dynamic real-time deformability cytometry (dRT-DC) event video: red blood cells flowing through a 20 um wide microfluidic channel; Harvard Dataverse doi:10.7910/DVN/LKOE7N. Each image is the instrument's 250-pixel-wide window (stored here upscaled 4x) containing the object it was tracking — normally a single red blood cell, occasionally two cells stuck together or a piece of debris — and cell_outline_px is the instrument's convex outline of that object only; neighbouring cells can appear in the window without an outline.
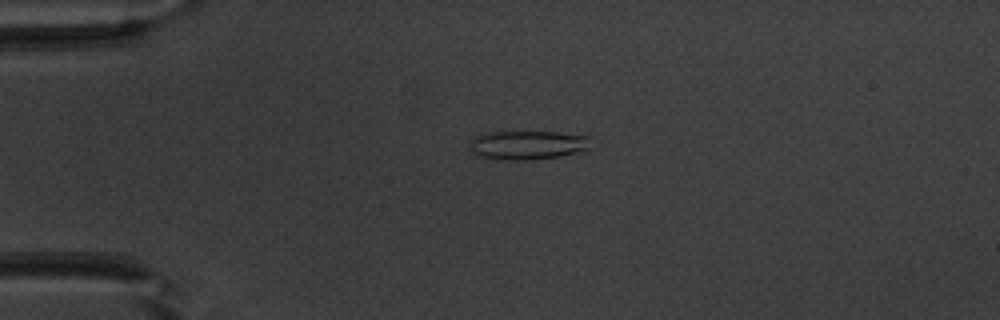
{"species": "common noctule bat (a hibernating species)", "species_latin": "Nyctalus noctula", "temperature_condition": "warm", "stored_images_in_passage": 51, "camera_frame_rate_fps": 3000, "um_per_image_px": 0.085, "animal": {"sex": "male", "body_mass_g": 20.1, "forearm_length_mm": 53.5}, "frame": {"image": 1, "passage_image": 13, "time_ms": 4.0, "image_size_px": [1000, 320], "cell_outline_px": [[588, 152], [560, 156], [528, 160], [496, 160], [480, 156], [472, 152], [468, 148], [468, 144], [476, 136], [484, 132], [556, 132], [588, 136]], "centroid_in_image_um": [44.82, 12.34], "position_along_channel_um": 40.2, "area_um2": 20.69}}
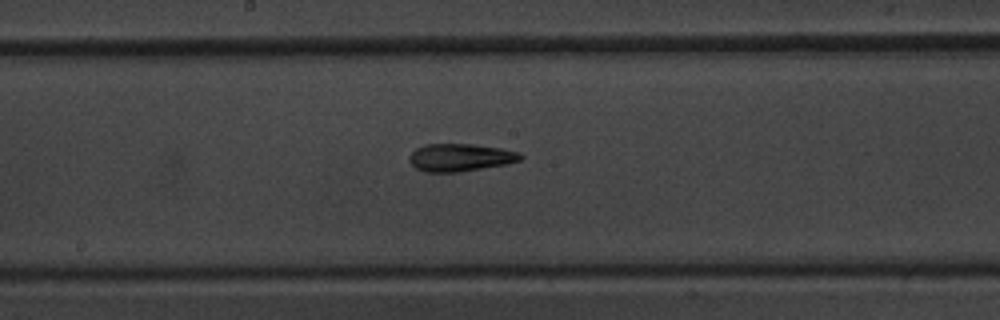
{"frame": {"image": 2, "passage_image": 28, "time_ms": 9.0, "image_size_px": [1000, 320], "cell_outline_px": [[524, 156], [520, 160], [508, 164], [460, 172], [424, 172], [416, 168], [408, 160], [408, 156], [416, 148], [424, 144], [472, 144], [500, 148], [520, 152]], "centroid_in_image_um": [39.12, 13.39], "position_along_channel_um": 209.1, "area_um2": 18.09}}
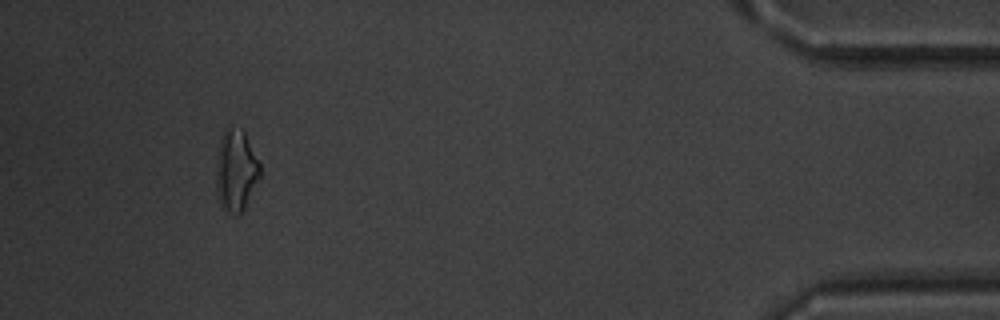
{"frame": {"image": 3, "passage_image": 48, "time_ms": 15.667, "image_size_px": [1000, 320], "cell_outline_px": [[260, 176], [240, 216], [236, 216], [228, 212], [220, 200], [216, 188], [216, 160], [220, 140], [224, 128], [232, 128], [244, 132], [260, 164]], "centroid_in_image_um": [20.05, 14.5], "position_along_channel_um": 415.2, "area_um2": 20.46}, "authors_computed_cell_mechanics": {"area_um2": 18.207, "velocity_mm_per_s": 4.0174, "shape_relaxation_time_tau1_ms": null, "shape_relaxation_time_tau2_ms": 4.5138, "deformation_change_tau1": null, "deformation_change_tau2": 0.1581}}